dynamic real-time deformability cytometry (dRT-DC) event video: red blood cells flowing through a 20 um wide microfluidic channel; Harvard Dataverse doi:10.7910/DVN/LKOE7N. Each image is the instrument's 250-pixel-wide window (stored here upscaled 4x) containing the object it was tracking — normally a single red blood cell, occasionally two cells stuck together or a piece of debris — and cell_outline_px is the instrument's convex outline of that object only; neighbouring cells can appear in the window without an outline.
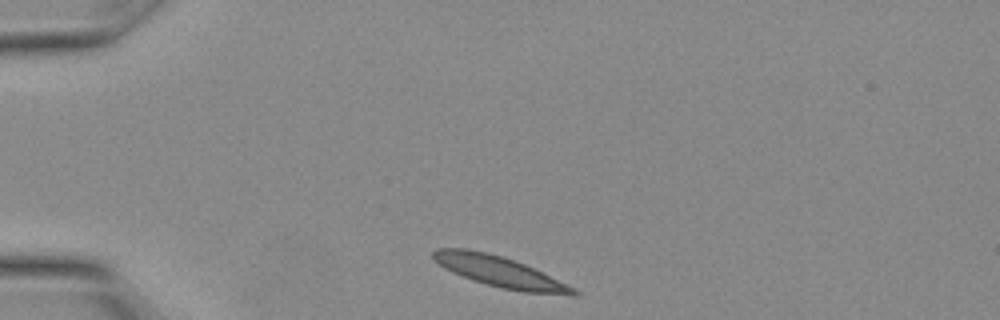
{"species": "Egyptian fruit bat (a non-hibernating species)", "species_latin": "Rousettus aegyptiacus", "temperature_condition": "warm", "stored_images_in_passage": 23, "camera_frame_rate_fps": 3000, "um_per_image_px": 0.085, "animal": {"sex": "female"}, "frame": {"image": 1, "passage_image": 1, "time_ms": 0.0, "image_size_px": [1000, 320], "cell_outline_px": [[580, 292], [576, 296], [572, 296], [524, 292], [504, 288], [472, 280], [452, 272], [444, 268], [432, 256], [432, 252], [436, 248], [468, 248], [488, 252], [524, 264], [576, 288]], "centroid_in_image_um": [42.5, 23.1], "position_along_channel_um": 42.5, "area_um2": 24.91}}
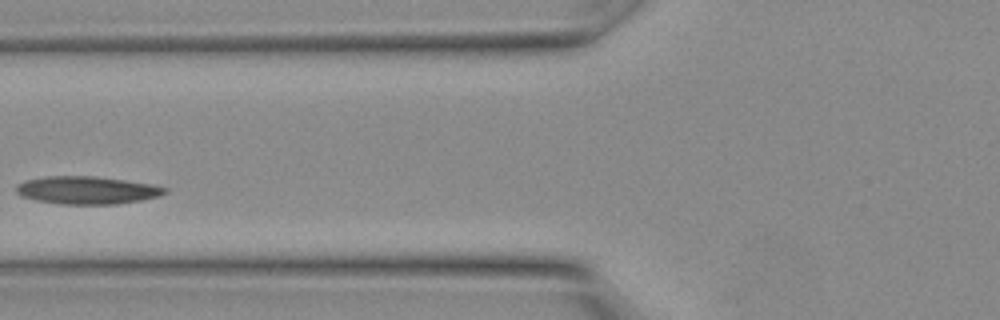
{"frame": {"image": 2, "passage_image": 6, "time_ms": 1.667, "image_size_px": [1000, 320], "cell_outline_px": [[168, 192], [160, 196], [140, 200], [116, 204], [60, 204], [36, 200], [20, 196], [16, 192], [16, 188], [24, 180], [48, 176], [96, 176], [152, 184], [168, 188]], "centroid_in_image_um": [7.41, 16.16], "position_along_channel_um": 118.4, "area_um2": 24.04}}
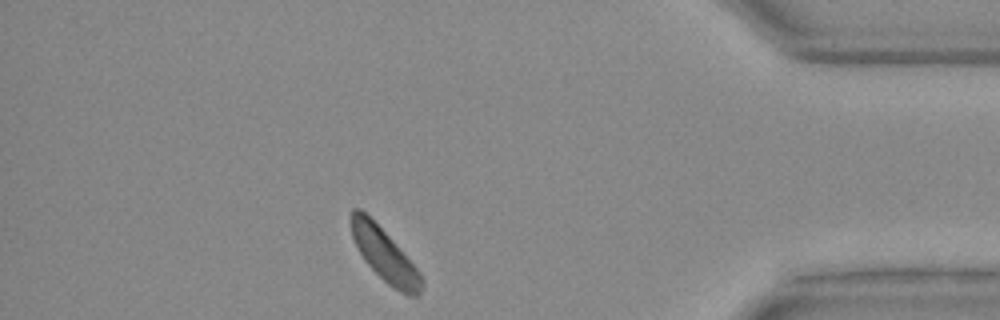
{"frame": {"image": 3, "passage_image": 20, "time_ms": 6.333, "image_size_px": [1000, 320], "cell_outline_px": [[424, 284], [420, 292], [416, 296], [408, 296], [400, 292], [388, 284], [364, 260], [352, 236], [352, 208], [360, 208], [396, 244], [420, 272], [424, 280]], "centroid_in_image_um": [32.73, 21.72], "position_along_channel_um": 402.5, "area_um2": 21.04}}